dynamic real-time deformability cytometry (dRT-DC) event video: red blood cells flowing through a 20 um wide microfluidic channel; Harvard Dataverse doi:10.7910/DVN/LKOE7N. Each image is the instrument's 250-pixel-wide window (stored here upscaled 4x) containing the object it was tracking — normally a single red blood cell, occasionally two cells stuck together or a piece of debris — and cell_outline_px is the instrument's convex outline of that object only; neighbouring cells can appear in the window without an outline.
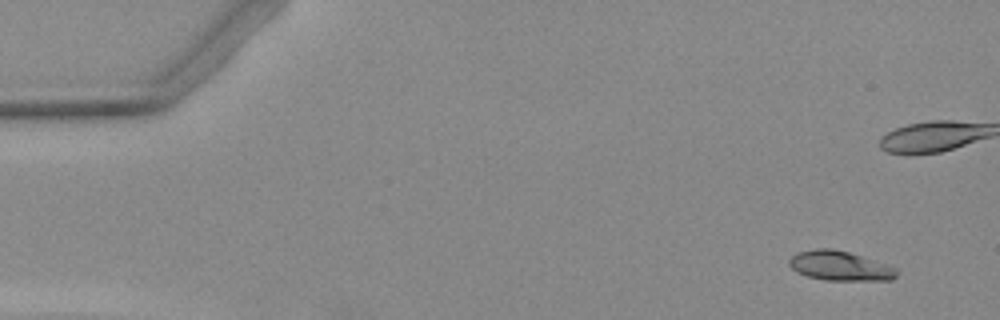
{"species": "Egyptian fruit bat (a non-hibernating species)", "species_latin": "Rousettus aegyptiacus", "temperature_condition": "warm", "stored_images_in_passage": 6, "camera_frame_rate_fps": 3000, "um_per_image_px": 0.085, "animal": {"sex": "female"}, "frame": {"image": 1, "passage_image": 1, "time_ms": 0.0, "image_size_px": [1000, 320], "cell_outline_px": [[896, 276], [892, 280], [824, 280], [808, 276], [796, 272], [788, 264], [788, 260], [792, 256], [800, 252], [816, 248], [832, 248], [848, 252], [888, 264], [896, 268]], "centroid_in_image_um": [71.39, 22.6], "position_along_channel_um": 13.6, "area_um2": 18.44}}
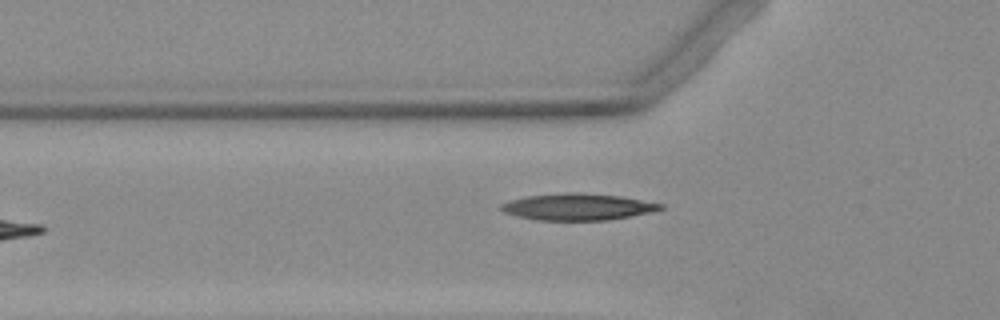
{"frame": {"image": 2, "passage_image": 6, "time_ms": 6.0, "image_size_px": [1000, 320], "cell_outline_px": [[664, 208], [652, 212], [608, 220], [536, 220], [504, 212], [500, 208], [500, 204], [508, 200], [528, 196], [564, 192], [580, 192], [620, 196], [664, 204]], "centroid_in_image_um": [49.11, 17.57], "position_along_channel_um": 76.7, "area_um2": 24.74}}